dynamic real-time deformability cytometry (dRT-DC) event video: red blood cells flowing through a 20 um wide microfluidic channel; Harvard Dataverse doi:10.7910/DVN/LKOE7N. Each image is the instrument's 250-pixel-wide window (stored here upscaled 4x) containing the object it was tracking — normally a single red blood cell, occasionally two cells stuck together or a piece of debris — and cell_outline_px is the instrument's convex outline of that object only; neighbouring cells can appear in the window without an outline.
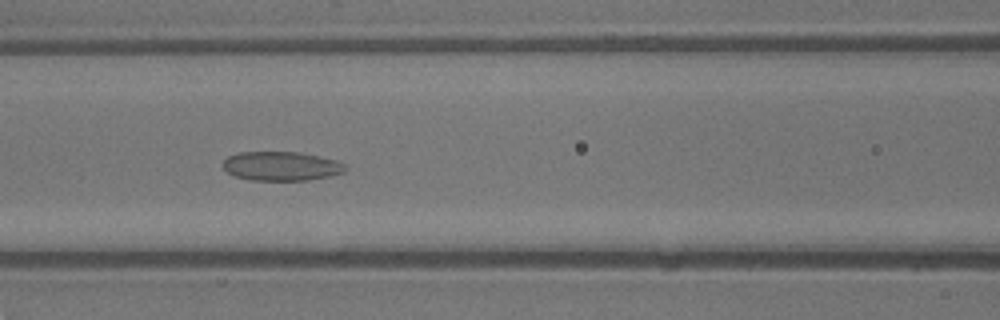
{"species": "common noctule bat (a hibernating species)", "species_latin": "Nyctalus noctula", "temperature_condition": "warm", "stored_images_in_passage": 52, "camera_frame_rate_fps": 3000, "um_per_image_px": 0.085, "animal": {"sex": "male", "body_mass_g": 13.3}, "frame": {"image": 1, "passage_image": 23, "time_ms": 7.333, "image_size_px": [1000, 320], "cell_outline_px": [[344, 172], [328, 176], [308, 180], [252, 180], [236, 176], [228, 172], [220, 164], [228, 156], [240, 152], [300, 152], [336, 160], [344, 164]], "centroid_in_image_um": [23.87, 14.11], "position_along_channel_um": 142.7, "area_um2": 20.58}}
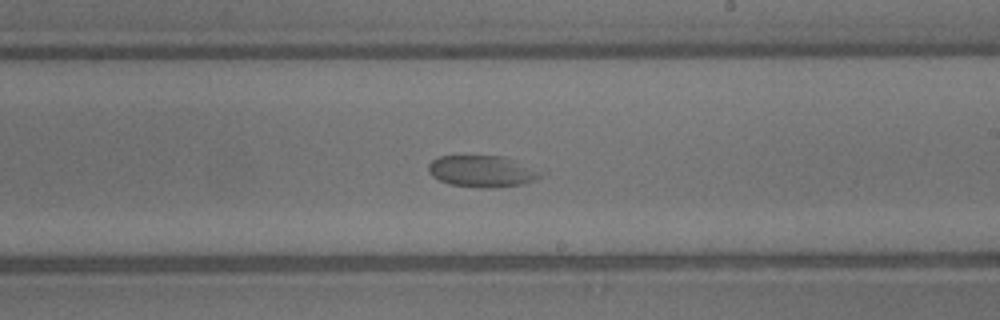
{"frame": {"image": 2, "passage_image": 31, "time_ms": 10.0, "image_size_px": [1000, 320], "cell_outline_px": [[540, 176], [524, 184], [496, 188], [480, 188], [448, 184], [432, 176], [428, 172], [428, 164], [432, 160], [440, 156], [504, 156], [512, 160]], "centroid_in_image_um": [40.8, 14.58], "position_along_channel_um": 248.2, "area_um2": 19.94}}
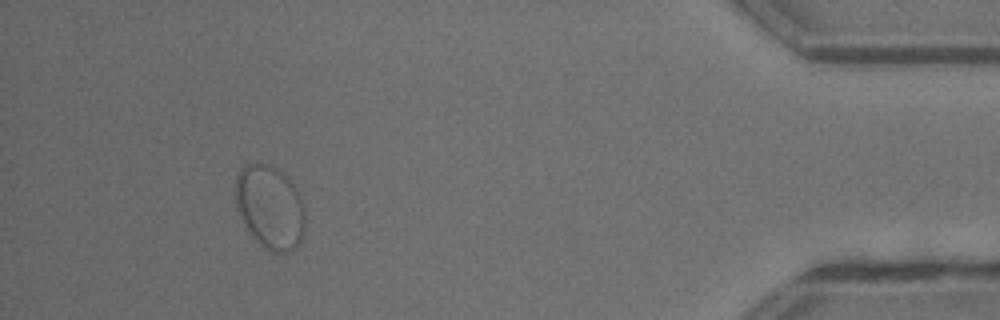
{"frame": {"image": 3, "passage_image": 48, "time_ms": 15.667, "image_size_px": [1000, 320], "cell_outline_px": [[304, 232], [296, 248], [288, 252], [272, 252], [264, 248], [248, 232], [236, 208], [236, 176], [240, 168], [244, 164], [256, 160], [272, 164], [288, 176], [296, 188], [300, 196], [304, 208]], "centroid_in_image_um": [22.93, 17.55], "position_along_channel_um": 412.3, "area_um2": 34.62}}